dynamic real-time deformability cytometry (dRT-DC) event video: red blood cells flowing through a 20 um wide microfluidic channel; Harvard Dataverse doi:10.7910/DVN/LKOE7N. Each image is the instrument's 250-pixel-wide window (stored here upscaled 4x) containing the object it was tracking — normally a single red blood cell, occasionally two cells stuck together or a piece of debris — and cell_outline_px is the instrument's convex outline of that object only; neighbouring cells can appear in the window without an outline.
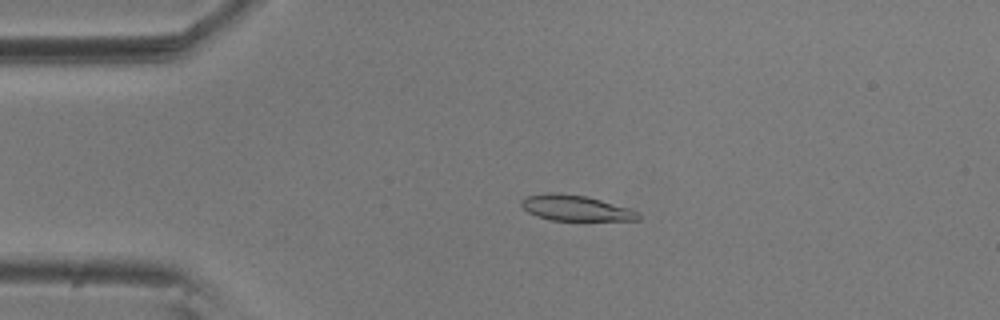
{"species": "common noctule bat (a hibernating species)", "species_latin": "Nyctalus noctula", "temperature_condition": "room temperature", "stored_images_in_passage": 56, "camera_frame_rate_fps": 3000, "um_per_image_px": 0.085, "animal": {"sex": "male", "body_mass_g": 20.5, "forearm_length_mm": 52.5}, "frame": {"image": 1, "passage_image": 12, "time_ms": 3.667, "image_size_px": [1000, 320], "cell_outline_px": [[640, 220], [552, 220], [536, 216], [528, 212], [520, 204], [520, 200], [524, 196], [548, 192], [588, 196], [628, 208], [640, 212]], "centroid_in_image_um": [48.9, 17.67], "position_along_channel_um": 36.1, "area_um2": 17.46}}
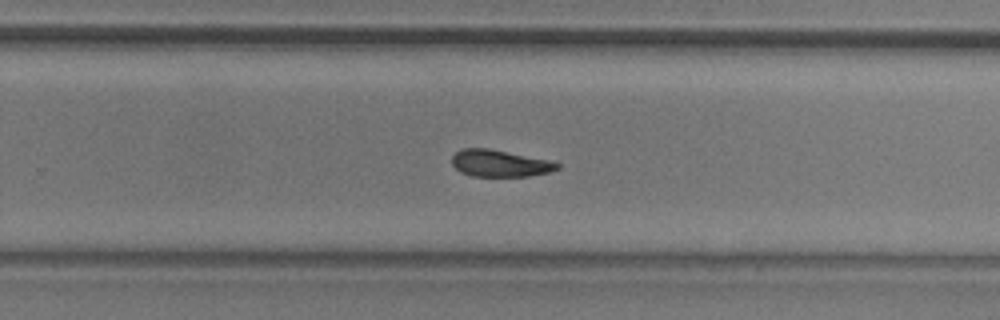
{"frame": {"image": 2, "passage_image": 36, "time_ms": 11.667, "image_size_px": [1000, 320], "cell_outline_px": [[560, 168], [548, 172], [528, 176], [472, 176], [460, 172], [452, 164], [452, 156], [456, 152], [464, 148], [488, 148], [548, 160], [560, 164]], "centroid_in_image_um": [42.46, 13.88], "position_along_channel_um": 287.3, "area_um2": 16.3}}
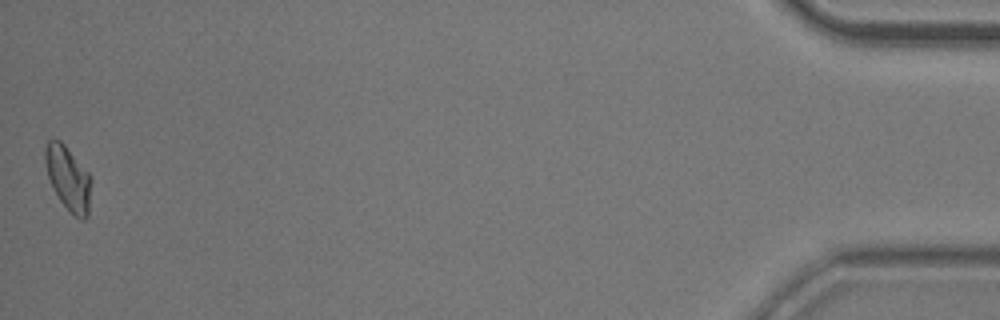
{"frame": {"image": 3, "passage_image": 56, "time_ms": 18.333, "image_size_px": [1000, 320], "cell_outline_px": [[92, 180], [88, 216], [84, 220], [80, 220], [60, 200], [52, 188], [48, 176], [44, 160], [44, 148], [48, 140], [60, 140], [64, 144], [92, 176]], "centroid_in_image_um": [5.81, 15.14], "position_along_channel_um": 429.4, "area_um2": 17.28}, "authors_computed_cell_mechanics": {"area_um2": 17.3978, "velocity_mm_per_s": 3.5702, "shape_relaxation_time_tau1_ms": 4.9768, "shape_relaxation_time_tau2_ms": 8.42, "deformation_change_tau1": 0.1355, "deformation_change_tau2": 0.1363}}